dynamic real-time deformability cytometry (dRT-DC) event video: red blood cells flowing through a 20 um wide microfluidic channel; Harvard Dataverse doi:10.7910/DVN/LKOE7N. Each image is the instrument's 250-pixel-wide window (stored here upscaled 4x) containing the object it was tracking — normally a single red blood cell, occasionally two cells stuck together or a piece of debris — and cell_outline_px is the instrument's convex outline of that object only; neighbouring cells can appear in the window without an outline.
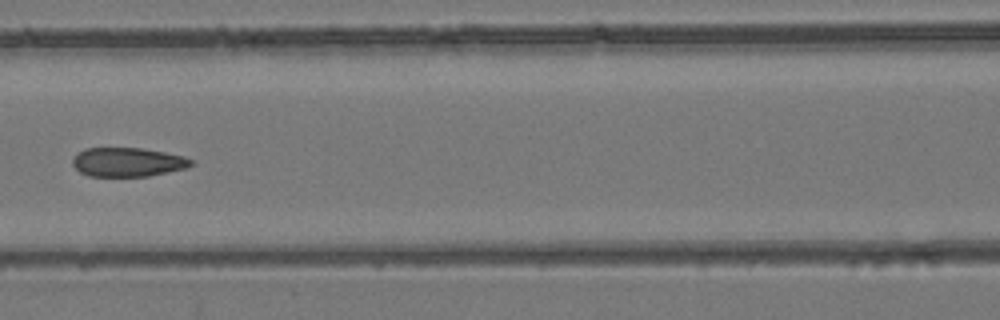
{"species": "common noctule bat (a hibernating species)", "species_latin": "Nyctalus noctula", "temperature_condition": "room temperature", "stored_images_in_passage": 6, "camera_frame_rate_fps": 3000, "um_per_image_px": 0.085, "animal": {"sex": "female", "body_mass_g": 24.6, "forearm_length_mm": 56.2}, "frame": {"image": 1, "passage_image": 6, "time_ms": 6.333, "image_size_px": [1000, 320], "cell_outline_px": [[196, 164], [188, 168], [148, 176], [88, 176], [80, 172], [72, 164], [72, 160], [84, 148], [140, 148], [164, 152], [184, 156], [196, 160]], "centroid_in_image_um": [10.93, 13.78], "position_along_channel_um": 155.7, "area_um2": 20.17}}